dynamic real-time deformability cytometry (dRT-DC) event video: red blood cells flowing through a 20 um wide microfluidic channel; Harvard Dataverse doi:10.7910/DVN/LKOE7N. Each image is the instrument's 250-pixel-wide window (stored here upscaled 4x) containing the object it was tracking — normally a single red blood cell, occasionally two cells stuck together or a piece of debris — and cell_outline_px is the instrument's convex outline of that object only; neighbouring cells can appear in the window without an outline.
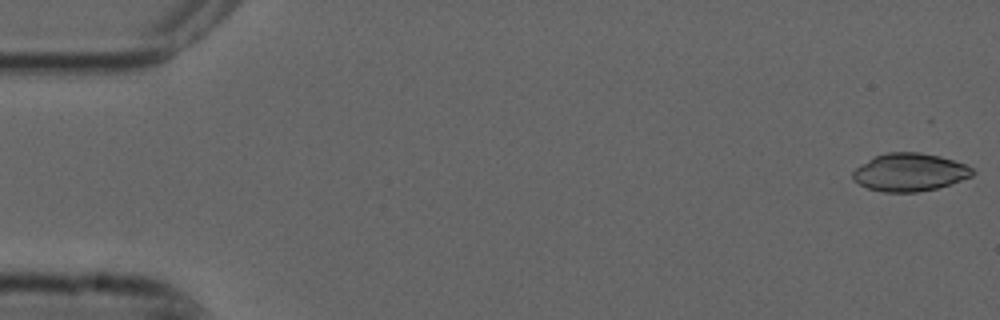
{"species": "common noctule bat (a hibernating species)", "species_latin": "Nyctalus noctula", "temperature_condition": "cold", "stored_images_in_passage": 6, "camera_frame_rate_fps": 3000, "um_per_image_px": 0.085, "animal": {"sex": "male", "forearm_length_mm": 52.5}, "frame": {"image": 1, "passage_image": 1, "time_ms": 0.0, "image_size_px": [1000, 320], "cell_outline_px": [[976, 172], [972, 176], [936, 188], [916, 192], [884, 192], [868, 188], [852, 180], [852, 172], [856, 168], [868, 160], [876, 156], [888, 152], [920, 152], [940, 156], [964, 164], [972, 168]], "centroid_in_image_um": [77.31, 14.64], "position_along_channel_um": 7.7, "area_um2": 26.18}}
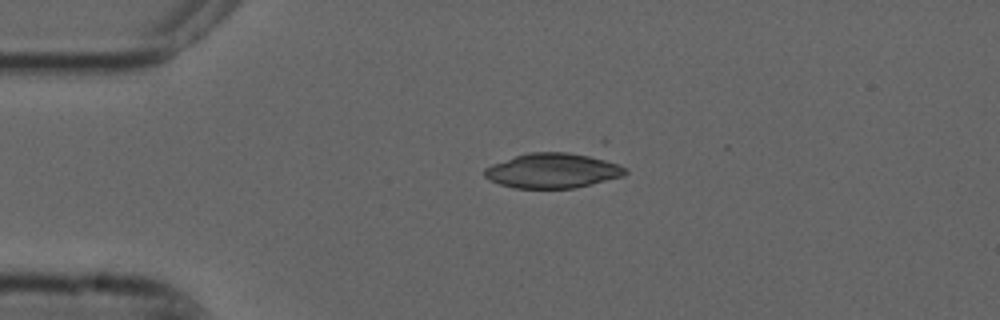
{"frame": {"image": 2, "passage_image": 4, "time_ms": 1.0, "image_size_px": [1000, 320], "cell_outline_px": [[628, 172], [624, 176], [576, 188], [512, 188], [488, 180], [484, 176], [484, 168], [492, 164], [528, 152], [568, 152], [596, 156], [620, 164], [628, 168]], "centroid_in_image_um": [47.02, 14.5], "position_along_channel_um": 38.0, "area_um2": 29.02}}
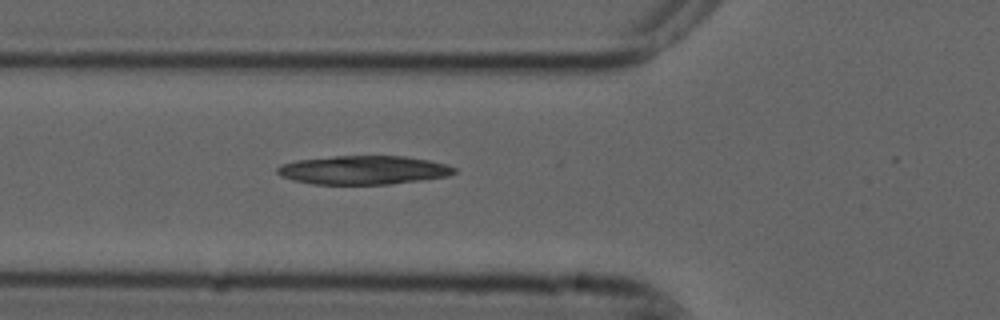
{"frame": {"image": 3, "passage_image": 6, "time_ms": 1.667, "image_size_px": [1000, 320], "cell_outline_px": [[456, 172], [448, 176], [420, 180], [388, 184], [312, 184], [292, 180], [280, 176], [276, 172], [276, 168], [280, 164], [296, 160], [332, 156], [404, 156], [428, 160], [448, 164], [456, 168]], "centroid_in_image_um": [30.86, 14.45], "position_along_channel_um": 94.9, "area_um2": 29.77}}